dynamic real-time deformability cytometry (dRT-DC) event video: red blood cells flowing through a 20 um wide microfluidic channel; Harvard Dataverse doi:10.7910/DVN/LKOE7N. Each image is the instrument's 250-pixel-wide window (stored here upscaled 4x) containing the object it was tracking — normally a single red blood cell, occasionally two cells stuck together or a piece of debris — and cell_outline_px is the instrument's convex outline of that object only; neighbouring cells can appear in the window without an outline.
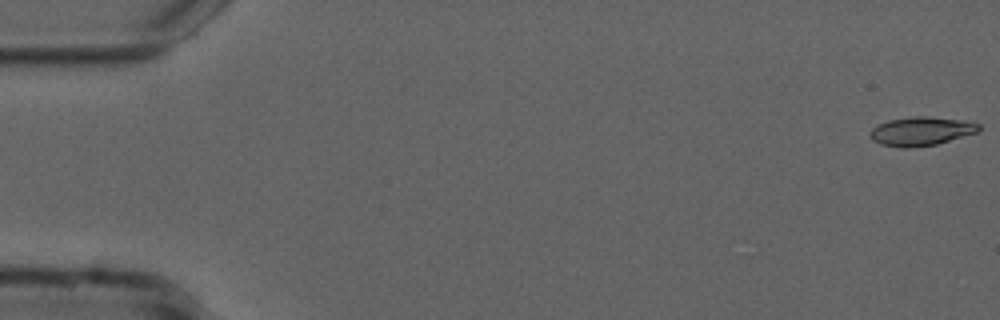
{"species": "common noctule bat (a hibernating species)", "species_latin": "Nyctalus noctula", "temperature_condition": "cold", "stored_images_in_passage": 55, "camera_frame_rate_fps": 3000, "um_per_image_px": 0.085, "animal": {"sex": "male", "forearm_length_mm": 52.5}, "frame": {"image": 1, "passage_image": 1, "time_ms": 0.0, "image_size_px": [1000, 320], "cell_outline_px": [[980, 132], [936, 144], [908, 148], [900, 148], [880, 144], [872, 140], [868, 132], [872, 128], [888, 120], [916, 116], [928, 116], [964, 120], [980, 124]], "centroid_in_image_um": [78.31, 11.15], "position_along_channel_um": 6.7, "area_um2": 18.38}}
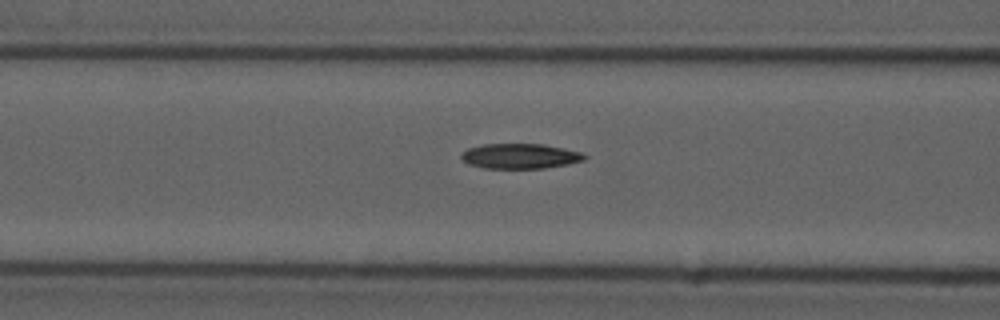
{"frame": {"image": 2, "passage_image": 22, "time_ms": 7.0, "image_size_px": [1000, 320], "cell_outline_px": [[588, 156], [584, 160], [568, 164], [544, 168], [484, 168], [468, 164], [460, 156], [460, 152], [468, 148], [484, 144], [544, 144], [564, 148], [580, 152]], "centroid_in_image_um": [44.2, 13.26], "position_along_channel_um": 122.4, "area_um2": 18.03}}
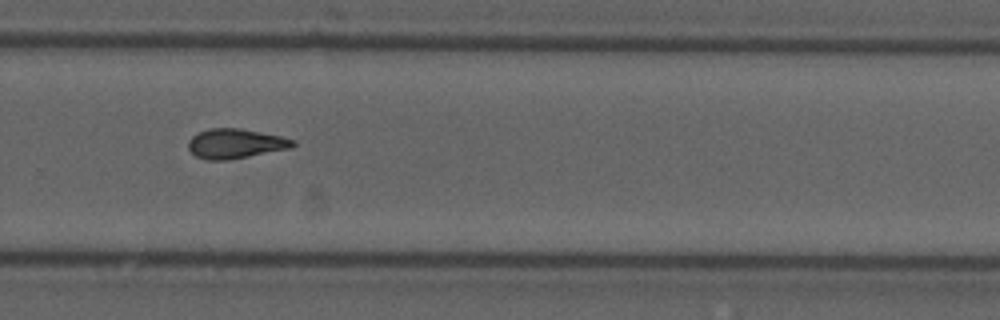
{"frame": {"image": 3, "passage_image": 37, "time_ms": 12.0, "image_size_px": [1000, 320], "cell_outline_px": [[296, 144], [292, 148], [228, 160], [204, 160], [196, 156], [188, 148], [188, 140], [192, 136], [208, 128], [240, 128], [280, 136], [296, 140]], "centroid_in_image_um": [20.01, 12.21], "position_along_channel_um": 309.8, "area_um2": 18.15}, "authors_computed_cell_mechanics": {"area_um2": 17.9758, "velocity_mm_per_s": 3.7619, "shape_relaxation_time_tau1_ms": 6.4946, "shape_relaxation_time_tau2_ms": 5.9106, "deformation_change_tau1": 0.1717, "deformation_change_tau2": 0.1397}}